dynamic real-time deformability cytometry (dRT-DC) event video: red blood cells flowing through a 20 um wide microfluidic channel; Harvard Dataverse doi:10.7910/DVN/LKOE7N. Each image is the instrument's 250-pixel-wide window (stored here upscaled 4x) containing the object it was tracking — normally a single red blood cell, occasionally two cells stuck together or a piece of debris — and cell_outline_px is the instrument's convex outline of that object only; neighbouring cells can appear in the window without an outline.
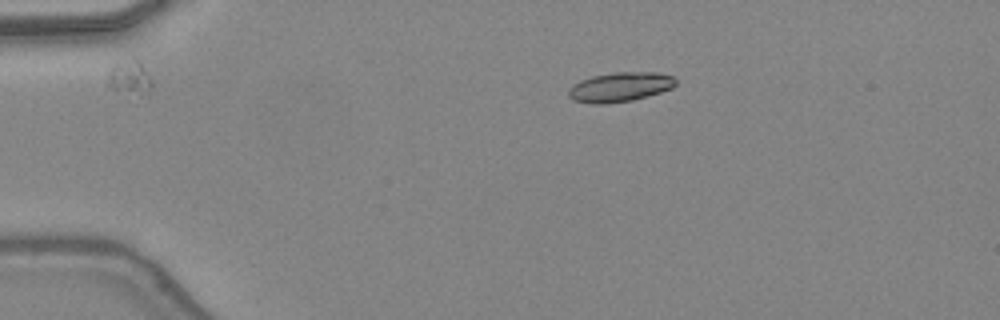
{"species": "common noctule bat (a hibernating species)", "species_latin": "Nyctalus noctula", "temperature_condition": "warm", "stored_images_in_passage": 38, "camera_frame_rate_fps": 3000, "um_per_image_px": 0.085, "animal": {"sex": "female", "body_mass_g": 24.6, "forearm_length_mm": 56.2}, "frame": {"image": 1, "passage_image": 1, "time_ms": 0.0, "image_size_px": [1000, 320], "cell_outline_px": [[676, 84], [672, 88], [648, 96], [632, 100], [608, 104], [592, 104], [572, 100], [568, 96], [568, 88], [572, 84], [580, 80], [592, 76], [616, 72], [660, 72], [672, 76], [676, 80]], "centroid_in_image_um": [52.67, 7.4], "position_along_channel_um": 32.3, "area_um2": 18.67}}
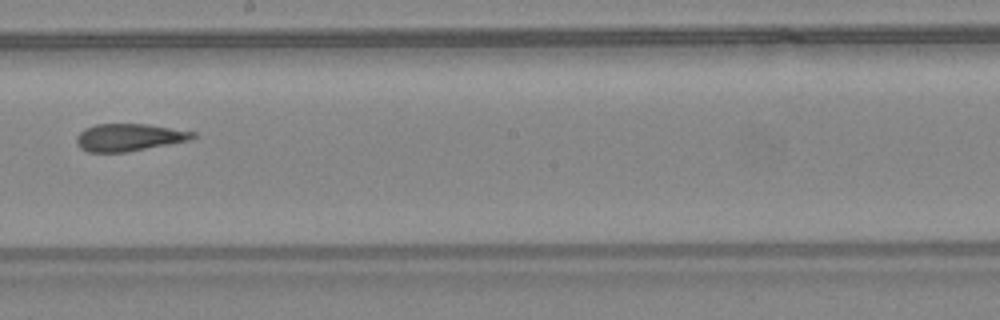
{"frame": {"image": 2, "passage_image": 19, "time_ms": 6.0, "image_size_px": [1000, 320], "cell_outline_px": [[196, 136], [188, 140], [128, 152], [88, 152], [80, 148], [76, 144], [76, 136], [84, 128], [96, 124], [148, 124], [196, 132]], "centroid_in_image_um": [10.92, 11.67], "position_along_channel_um": 237.3, "area_um2": 18.55}}
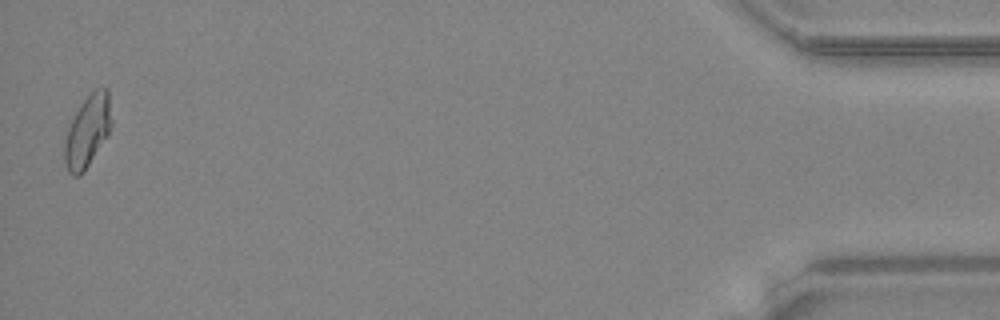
{"frame": {"image": 3, "passage_image": 38, "time_ms": 12.333, "image_size_px": [1000, 320], "cell_outline_px": [[112, 124], [108, 132], [84, 172], [80, 176], [72, 176], [68, 172], [64, 164], [64, 144], [68, 128], [80, 104], [96, 88], [108, 88], [112, 120]], "centroid_in_image_um": [7.43, 11.16], "position_along_channel_um": 427.8, "area_um2": 19.42}, "authors_computed_cell_mechanics": {"area_um2": 19.3341, "velocity_mm_per_s": 4.4129, "shape_relaxation_time_tau1_ms": null, "shape_relaxation_time_tau2_ms": 7.2339, "deformation_change_tau1": null, "deformation_change_tau2": 0.2499}}